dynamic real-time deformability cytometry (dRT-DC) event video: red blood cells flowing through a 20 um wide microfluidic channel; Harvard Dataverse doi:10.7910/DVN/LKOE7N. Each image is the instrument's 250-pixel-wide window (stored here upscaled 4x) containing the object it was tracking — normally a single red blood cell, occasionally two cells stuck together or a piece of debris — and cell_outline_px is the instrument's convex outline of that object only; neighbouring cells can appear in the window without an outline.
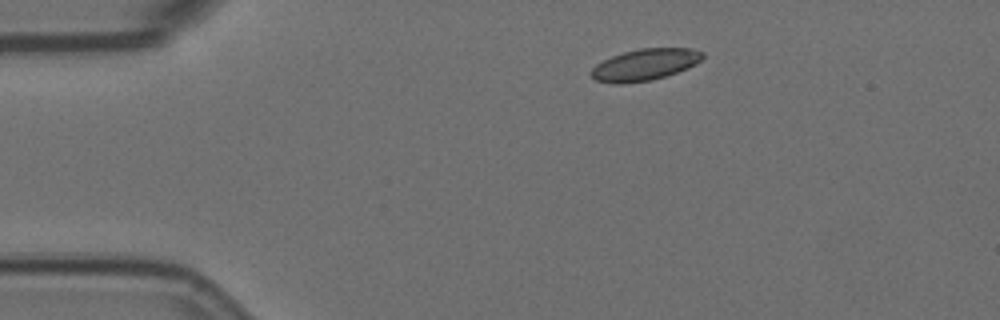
{"species": "Egyptian fruit bat (a non-hibernating species)", "species_latin": "Rousettus aegyptiacus", "temperature_condition": "room temperature", "stored_images_in_passage": 7, "segment_of_instrument_passage": [2, 2], "camera_frame_rate_fps": 3000, "um_per_image_px": 0.085, "animal": {"sex": "female"}, "frame": {"image": 1, "passage_image": 7, "time_ms": 2.0, "image_size_px": [1000, 320], "cell_outline_px": [[704, 56], [700, 60], [688, 68], [652, 80], [624, 84], [612, 84], [596, 80], [592, 76], [592, 68], [596, 64], [612, 56], [624, 52], [640, 48], [692, 48], [704, 52]], "centroid_in_image_um": [54.81, 5.5], "position_along_channel_um": 30.2, "area_um2": 20.4}}